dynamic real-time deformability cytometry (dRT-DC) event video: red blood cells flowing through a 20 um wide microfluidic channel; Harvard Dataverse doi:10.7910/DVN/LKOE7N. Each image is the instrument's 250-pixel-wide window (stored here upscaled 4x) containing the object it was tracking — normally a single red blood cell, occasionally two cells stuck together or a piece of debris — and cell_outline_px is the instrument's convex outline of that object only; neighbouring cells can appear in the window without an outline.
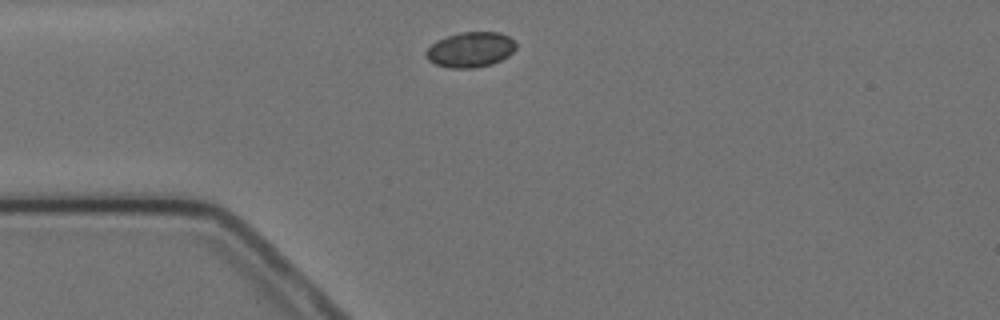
{"species": "Egyptian fruit bat (a non-hibernating species)", "species_latin": "Rousettus aegyptiacus", "temperature_condition": "cold", "stored_images_in_passage": 6, "camera_frame_rate_fps": 3000, "um_per_image_px": 0.085, "animal": {"sex": "female"}, "frame": {"image": 1, "passage_image": 1, "time_ms": 0.0, "image_size_px": [1000, 320], "cell_outline_px": [[516, 48], [508, 56], [492, 64], [476, 68], [452, 68], [436, 64], [428, 60], [424, 52], [436, 40], [460, 32], [500, 32], [508, 36], [516, 44]], "centroid_in_image_um": [39.98, 4.22], "position_along_channel_um": 45.0, "area_um2": 18.44}}
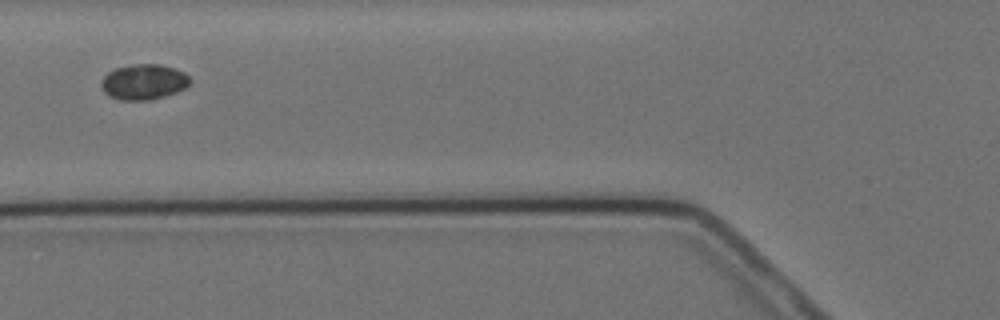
{"frame": {"image": 2, "passage_image": 3, "time_ms": 2.333, "image_size_px": [1000, 320], "cell_outline_px": [[192, 80], [184, 88], [176, 92], [164, 96], [148, 100], [120, 100], [108, 96], [104, 92], [100, 84], [100, 80], [108, 72], [116, 68], [132, 64], [160, 64], [176, 68], [184, 72]], "centroid_in_image_um": [12.2, 6.95], "position_along_channel_um": 113.6, "area_um2": 18.44}}
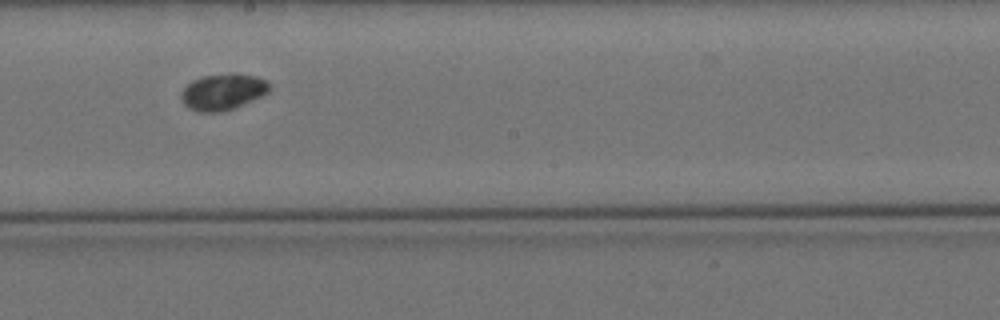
{"frame": {"image": 3, "passage_image": 6, "time_ms": 5.667, "image_size_px": [1000, 320], "cell_outline_px": [[272, 88], [268, 92], [260, 96], [232, 108], [220, 112], [200, 112], [188, 108], [184, 104], [180, 96], [184, 88], [192, 80], [204, 76], [232, 72], [236, 72], [256, 76], [268, 80], [272, 84]], "centroid_in_image_um": [18.97, 7.77], "position_along_channel_um": 229.2, "area_um2": 18.73}}